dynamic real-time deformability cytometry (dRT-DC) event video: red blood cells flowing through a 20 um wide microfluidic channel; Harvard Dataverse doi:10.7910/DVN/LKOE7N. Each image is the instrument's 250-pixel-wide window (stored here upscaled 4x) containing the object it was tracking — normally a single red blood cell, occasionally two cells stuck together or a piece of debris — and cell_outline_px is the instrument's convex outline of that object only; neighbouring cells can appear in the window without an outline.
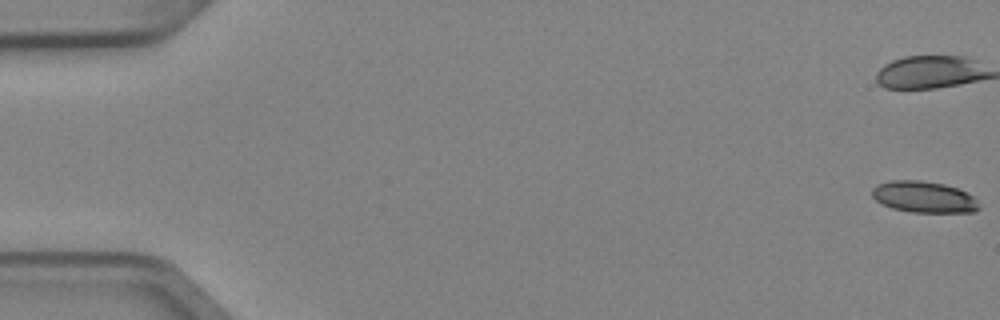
{"species": "Egyptian fruit bat (a non-hibernating species)", "species_latin": "Rousettus aegyptiacus", "temperature_condition": "cold", "stored_images_in_passage": 10, "camera_frame_rate_fps": 3000, "um_per_image_px": 0.085, "animal": {"sex": "female"}, "frame": {"image": 1, "passage_image": 1, "time_ms": 0.0, "image_size_px": [1000, 320], "cell_outline_px": [[980, 208], [972, 212], [912, 212], [892, 208], [876, 200], [872, 196], [872, 188], [876, 184], [888, 180], [920, 180], [944, 184], [956, 188], [972, 196], [976, 200]], "centroid_in_image_um": [78.49, 16.73], "position_along_channel_um": 6.5, "area_um2": 19.42}}
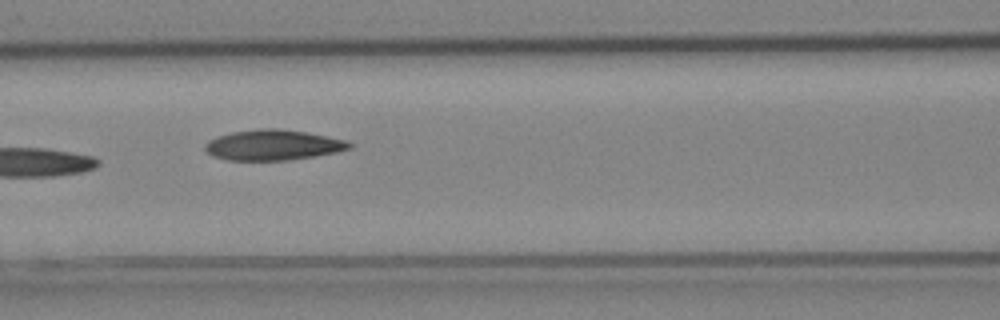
{"frame": {"image": 2, "passage_image": 7, "time_ms": 2.0, "image_size_px": [1000, 320], "cell_outline_px": [[352, 148], [336, 152], [288, 160], [228, 160], [212, 156], [204, 148], [204, 144], [208, 140], [216, 136], [232, 132], [260, 128], [276, 128], [308, 132], [348, 140], [352, 144]], "centroid_in_image_um": [23.2, 12.31], "position_along_channel_um": 143.4, "area_um2": 25.72}}